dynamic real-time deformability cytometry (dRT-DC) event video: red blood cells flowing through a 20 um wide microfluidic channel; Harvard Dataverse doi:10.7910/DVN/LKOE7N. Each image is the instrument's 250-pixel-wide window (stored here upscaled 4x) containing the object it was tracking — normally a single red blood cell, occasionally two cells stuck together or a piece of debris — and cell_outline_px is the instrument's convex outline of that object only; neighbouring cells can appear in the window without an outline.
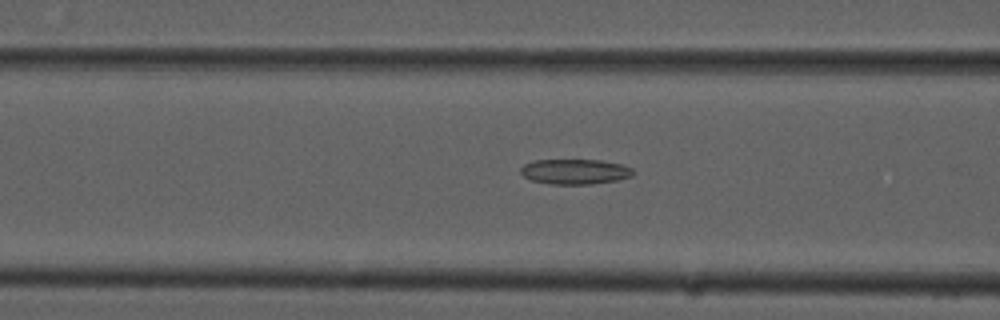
{"species": "common noctule bat (a hibernating species)", "species_latin": "Nyctalus noctula", "temperature_condition": "cold", "stored_images_in_passage": 23, "camera_frame_rate_fps": 3000, "um_per_image_px": 0.085, "animal": {"sex": "male", "forearm_length_mm": 52.5}, "frame": {"image": 1, "passage_image": 19, "time_ms": 6.0, "image_size_px": [1000, 320], "cell_outline_px": [[636, 172], [632, 176], [616, 180], [592, 184], [552, 184], [532, 180], [524, 176], [520, 172], [520, 168], [524, 164], [536, 160], [600, 160], [620, 164], [632, 168]], "centroid_in_image_um": [48.88, 14.58], "position_along_channel_um": 117.7, "area_um2": 16.42}}
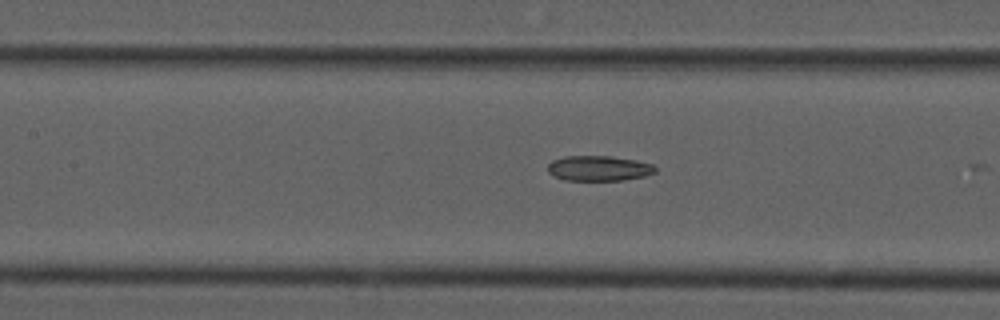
{"frame": {"image": 2, "passage_image": 22, "time_ms": 7.0, "image_size_px": [1000, 320], "cell_outline_px": [[656, 172], [644, 176], [624, 180], [564, 180], [552, 176], [548, 172], [548, 164], [552, 160], [564, 156], [612, 156], [636, 160], [652, 164], [656, 168]], "centroid_in_image_um": [50.87, 14.3], "position_along_channel_um": 156.5, "area_um2": 15.9}}